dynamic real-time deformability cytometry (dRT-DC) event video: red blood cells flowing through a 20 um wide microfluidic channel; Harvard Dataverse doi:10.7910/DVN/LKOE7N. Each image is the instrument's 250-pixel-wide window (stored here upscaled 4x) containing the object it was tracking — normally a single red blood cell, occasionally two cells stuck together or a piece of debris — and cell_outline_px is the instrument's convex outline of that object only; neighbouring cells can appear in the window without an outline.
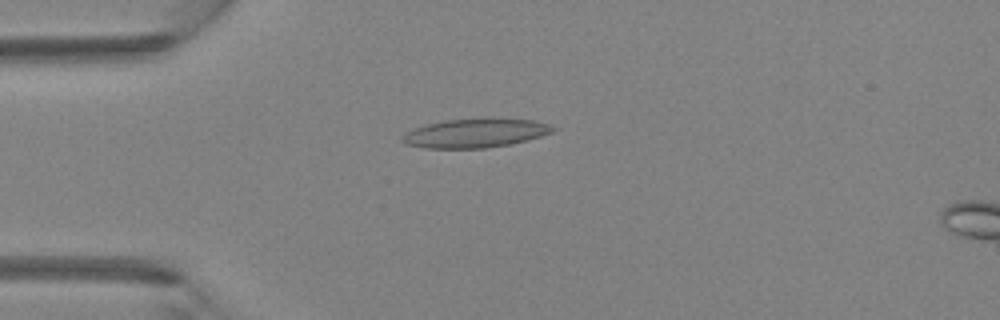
{"species": "Egyptian fruit bat (a non-hibernating species)", "species_latin": "Rousettus aegyptiacus", "temperature_condition": "room temperature", "stored_images_in_passage": 2, "camera_frame_rate_fps": 3000, "um_per_image_px": 0.085, "animal": {"sex": "female"}, "frame": {"image": 1, "passage_image": 1, "time_ms": 0.0, "image_size_px": [1000, 320], "cell_outline_px": [[556, 128], [552, 132], [528, 140], [508, 144], [484, 148], [424, 148], [408, 144], [400, 140], [408, 132], [416, 128], [428, 124], [448, 120], [484, 116], [536, 120], [548, 124]], "centroid_in_image_um": [40.47, 11.28], "position_along_channel_um": 44.5, "area_um2": 25.61}}